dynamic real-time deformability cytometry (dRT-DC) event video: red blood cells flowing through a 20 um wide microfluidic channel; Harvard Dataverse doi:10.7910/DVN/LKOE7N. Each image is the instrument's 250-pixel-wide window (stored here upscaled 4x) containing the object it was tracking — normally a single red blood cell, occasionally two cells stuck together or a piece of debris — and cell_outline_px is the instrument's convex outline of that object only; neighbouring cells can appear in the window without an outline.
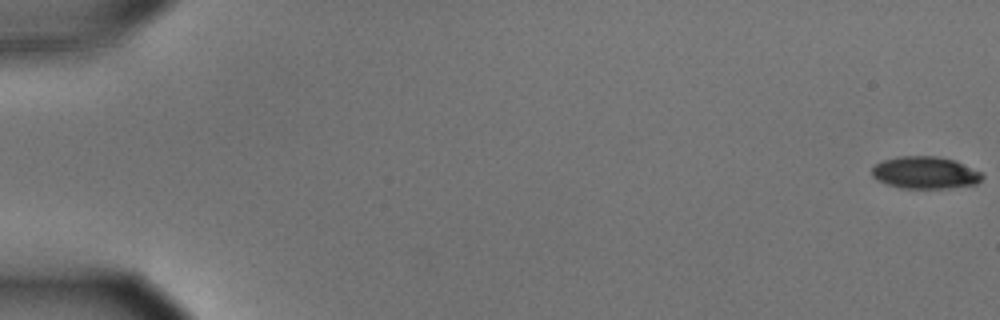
{"species": "common noctule bat (a hibernating species)", "species_latin": "Nyctalus noctula", "temperature_condition": "cold", "stored_images_in_passage": 57, "camera_frame_rate_fps": 3000, "um_per_image_px": 0.085, "animal": {"sex": "male", "body_mass_g": 15.6}, "frame": {"image": 1, "passage_image": 1, "time_ms": 0.0, "image_size_px": [1000, 320], "cell_outline_px": [[984, 176], [976, 184], [944, 188], [904, 188], [888, 184], [876, 180], [872, 176], [872, 168], [876, 164], [884, 160], [900, 156], [936, 156], [956, 160], [984, 172]], "centroid_in_image_um": [78.68, 14.66], "position_along_channel_um": 6.3, "area_um2": 20.75}}
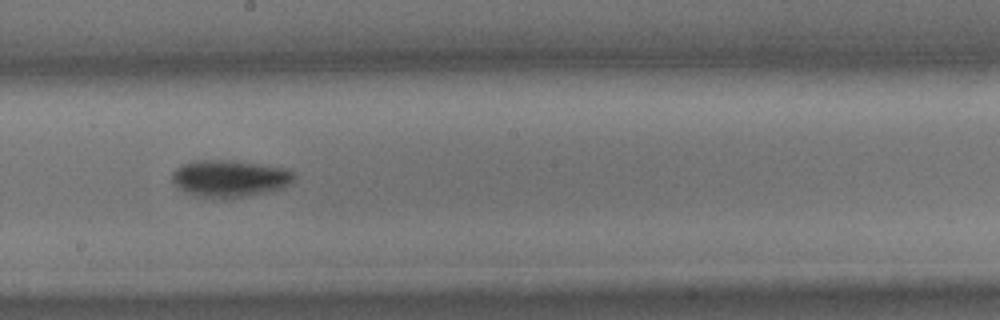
{"frame": {"image": 2, "passage_image": 33, "time_ms": 10.667, "image_size_px": [1000, 320], "cell_outline_px": [[296, 176], [288, 184], [280, 188], [264, 192], [220, 200], [216, 200], [196, 196], [184, 192], [172, 180], [172, 172], [176, 168], [184, 164], [196, 160], [228, 160], [260, 164], [288, 168], [296, 172]], "centroid_in_image_um": [19.51, 15.17], "position_along_channel_um": 228.7, "area_um2": 26.36}}
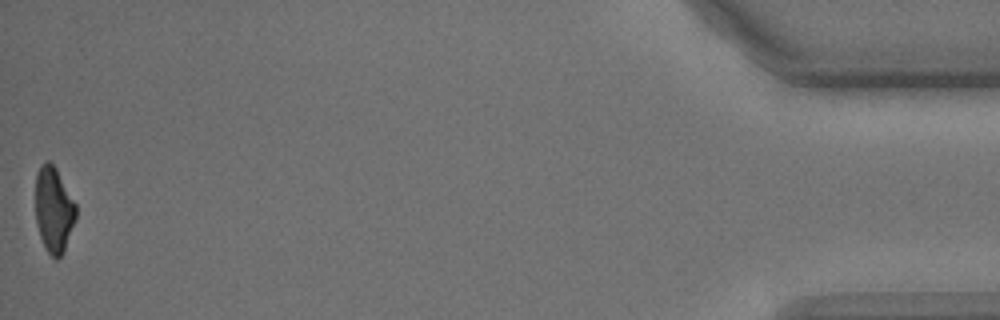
{"frame": {"image": 3, "passage_image": 57, "time_ms": 18.667, "image_size_px": [1000, 320], "cell_outline_px": [[76, 216], [64, 252], [56, 260], [44, 248], [40, 236], [36, 220], [36, 172], [44, 160], [48, 160], [56, 168], [76, 204]], "centroid_in_image_um": [4.56, 17.82], "position_along_channel_um": 430.6, "area_um2": 20.11}, "authors_computed_cell_mechanics": {"area_um2": 22.9466, "velocity_mm_per_s": 3.616, "shape_relaxation_time_tau1_ms": 2.8505, "shape_relaxation_time_tau2_ms": null, "deformation_change_tau1": 0.114, "deformation_change_tau2": null}}